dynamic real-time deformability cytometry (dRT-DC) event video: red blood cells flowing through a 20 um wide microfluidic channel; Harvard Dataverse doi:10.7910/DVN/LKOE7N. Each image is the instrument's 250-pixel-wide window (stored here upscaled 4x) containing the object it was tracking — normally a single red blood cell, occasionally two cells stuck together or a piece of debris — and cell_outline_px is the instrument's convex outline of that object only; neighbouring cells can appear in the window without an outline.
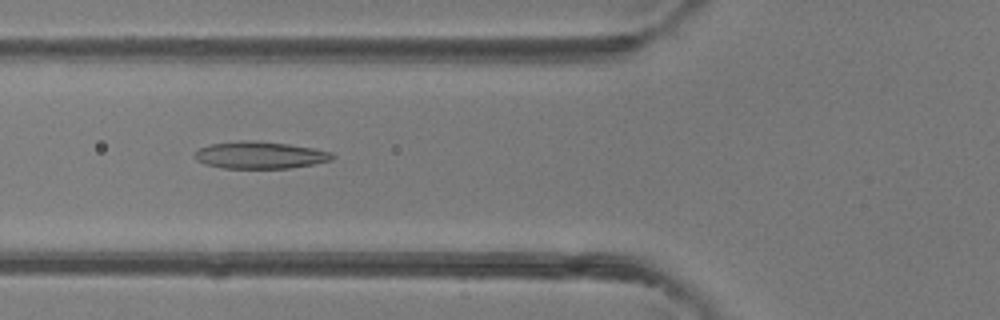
{"species": "common noctule bat (a hibernating species)", "species_latin": "Nyctalus noctula", "temperature_condition": "room temperature", "stored_images_in_passage": 4, "camera_frame_rate_fps": 3000, "um_per_image_px": 0.085, "animal": {"sex": "female"}, "frame": {"image": 1, "passage_image": 4, "time_ms": 3.333, "image_size_px": [1000, 320], "cell_outline_px": [[336, 156], [332, 160], [312, 164], [288, 168], [224, 168], [204, 164], [196, 160], [192, 156], [200, 148], [212, 144], [240, 140], [256, 140], [288, 144], [316, 148], [332, 152]], "centroid_in_image_um": [22.11, 13.18], "position_along_channel_um": 103.7, "area_um2": 21.85}}